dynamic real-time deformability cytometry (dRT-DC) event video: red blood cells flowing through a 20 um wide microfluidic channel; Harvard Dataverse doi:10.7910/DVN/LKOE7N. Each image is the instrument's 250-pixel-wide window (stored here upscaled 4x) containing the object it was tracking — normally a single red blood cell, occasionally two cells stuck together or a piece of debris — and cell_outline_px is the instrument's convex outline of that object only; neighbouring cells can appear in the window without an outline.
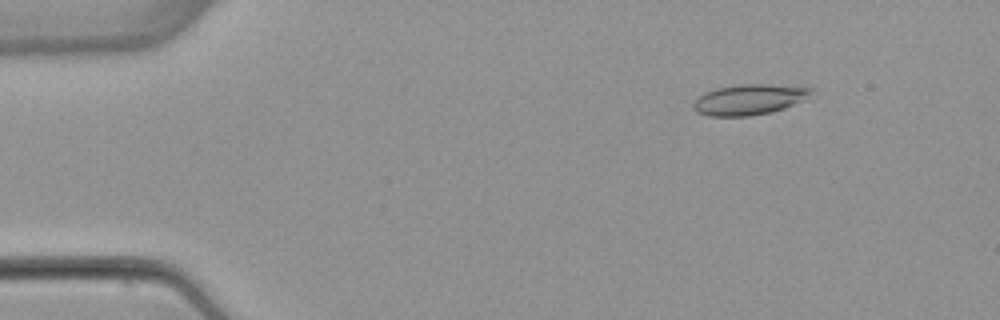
{"species": "common noctule bat (a hibernating species)", "species_latin": "Nyctalus noctula", "temperature_condition": "warm", "stored_images_in_passage": 53, "camera_frame_rate_fps": 3000, "um_per_image_px": 0.085, "animal": {"sex": "female", "body_mass_g": 22.7, "forearm_length_mm": 54.2}, "frame": {"image": 1, "passage_image": 7, "time_ms": 2.0, "image_size_px": [1000, 320], "cell_outline_px": [[812, 88], [804, 100], [784, 108], [772, 112], [748, 116], [708, 116], [696, 112], [692, 108], [692, 104], [704, 92], [716, 88], [740, 84], [768, 84]], "centroid_in_image_um": [63.61, 8.47], "position_along_channel_um": 21.4, "area_um2": 20.81}}
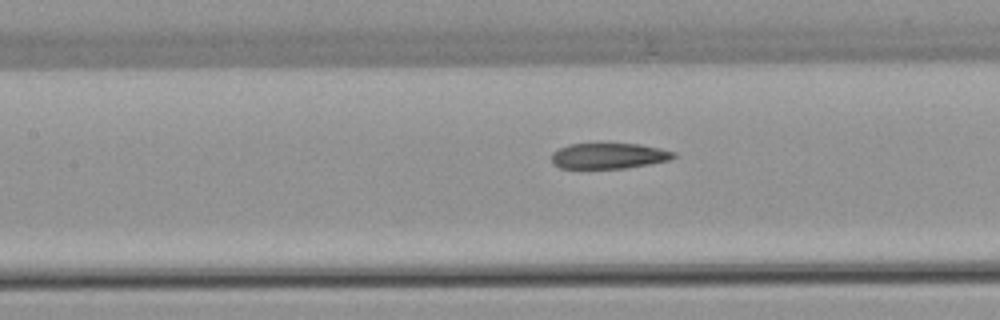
{"frame": {"image": 2, "passage_image": 24, "time_ms": 7.667, "image_size_px": [1000, 320], "cell_outline_px": [[676, 156], [668, 160], [648, 164], [624, 168], [560, 168], [552, 164], [552, 152], [568, 144], [640, 144], [660, 148], [676, 152]], "centroid_in_image_um": [51.73, 13.25], "position_along_channel_um": 155.7, "area_um2": 18.15}}
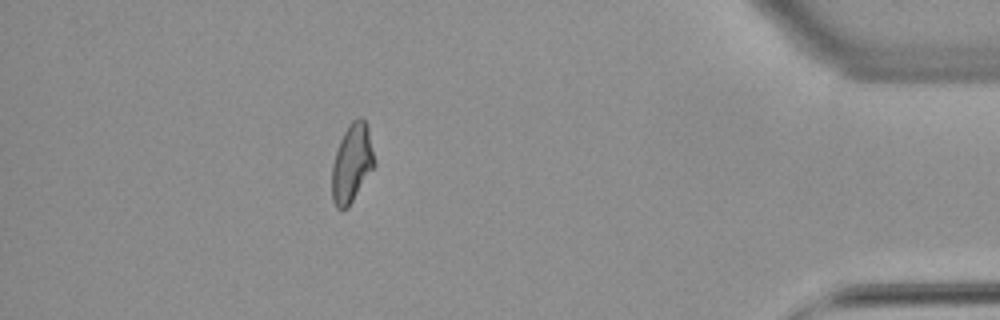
{"frame": {"image": 3, "passage_image": 47, "time_ms": 15.333, "image_size_px": [1000, 320], "cell_outline_px": [[376, 164], [348, 208], [336, 208], [332, 200], [332, 164], [340, 140], [348, 124], [352, 120], [360, 116], [364, 120], [368, 128], [376, 160]], "centroid_in_image_um": [29.92, 13.86], "position_along_channel_um": 405.3, "area_um2": 19.48}, "authors_computed_cell_mechanics": {"area_um2": 19.7676, "velocity_mm_per_s": 3.8903, "shape_relaxation_time_tau1_ms": null, "shape_relaxation_time_tau2_ms": 2.5827, "deformation_change_tau1": null, "deformation_change_tau2": 0.0974}}